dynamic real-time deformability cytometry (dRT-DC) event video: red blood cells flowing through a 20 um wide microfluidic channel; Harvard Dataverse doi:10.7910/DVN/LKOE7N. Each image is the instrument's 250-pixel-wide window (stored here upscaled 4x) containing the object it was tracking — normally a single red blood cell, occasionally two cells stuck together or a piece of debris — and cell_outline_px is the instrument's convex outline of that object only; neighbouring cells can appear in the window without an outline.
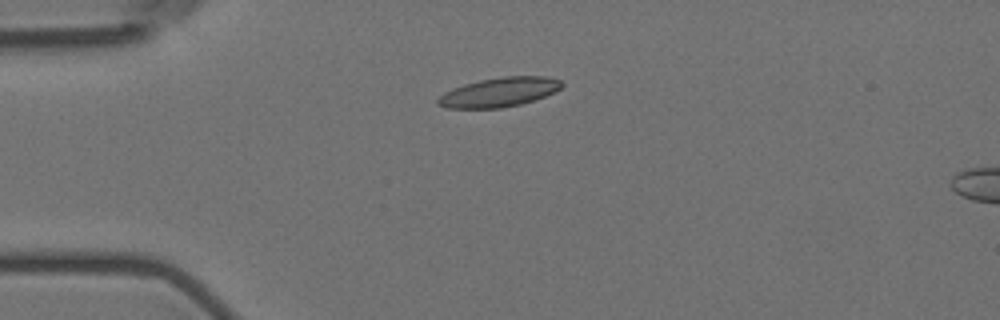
{"species": "Egyptian fruit bat (a non-hibernating species)", "species_latin": "Rousettus aegyptiacus", "temperature_condition": "room temperature", "stored_images_in_passage": 6, "camera_frame_rate_fps": 3000, "um_per_image_px": 0.085, "animal": {"sex": "female"}, "frame": {"image": 1, "passage_image": 4, "time_ms": 3.667, "image_size_px": [1000, 320], "cell_outline_px": [[564, 84], [560, 88], [544, 96], [520, 104], [500, 108], [448, 108], [436, 104], [436, 100], [444, 92], [452, 88], [464, 84], [480, 80], [504, 76], [544, 76], [560, 80]], "centroid_in_image_um": [42.39, 7.83], "position_along_channel_um": 42.6, "area_um2": 20.98}}